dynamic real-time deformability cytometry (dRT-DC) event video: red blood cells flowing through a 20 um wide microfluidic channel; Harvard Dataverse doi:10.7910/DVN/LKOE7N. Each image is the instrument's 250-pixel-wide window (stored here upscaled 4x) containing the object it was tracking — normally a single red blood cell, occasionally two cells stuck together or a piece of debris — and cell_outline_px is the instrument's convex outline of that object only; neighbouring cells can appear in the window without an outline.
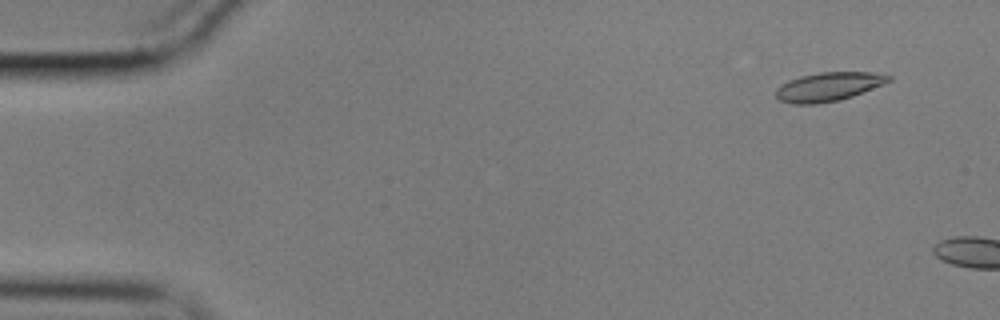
{"species": "common noctule bat (a hibernating species)", "species_latin": "Nyctalus noctula", "temperature_condition": "cold", "stored_images_in_passage": 7, "camera_frame_rate_fps": 3000, "um_per_image_px": 0.085, "animal": {"sex": "male", "body_mass_g": 17.9}, "frame": {"image": 1, "passage_image": 4, "time_ms": 1.0, "image_size_px": [1000, 320], "cell_outline_px": [[892, 80], [884, 84], [852, 96], [840, 100], [816, 104], [792, 104], [780, 100], [776, 96], [776, 88], [788, 80], [800, 76], [820, 72], [872, 72], [892, 76]], "centroid_in_image_um": [70.42, 7.37], "position_along_channel_um": 14.6, "area_um2": 18.96}}